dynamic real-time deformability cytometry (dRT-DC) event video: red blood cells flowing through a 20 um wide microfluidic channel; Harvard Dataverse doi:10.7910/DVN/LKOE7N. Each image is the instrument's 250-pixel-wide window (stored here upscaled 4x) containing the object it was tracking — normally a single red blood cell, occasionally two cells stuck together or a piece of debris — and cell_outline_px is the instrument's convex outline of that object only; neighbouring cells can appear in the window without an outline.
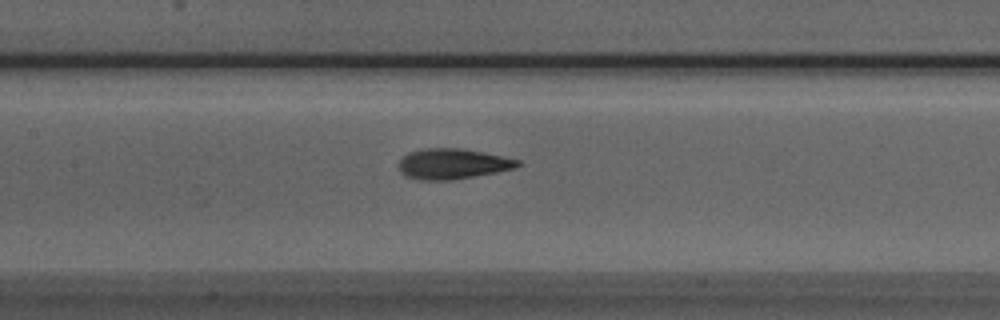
{"species": "Egyptian fruit bat (a non-hibernating species)", "species_latin": "Rousettus aegyptiacus", "temperature_condition": "room temperature", "stored_images_in_passage": 14, "camera_frame_rate_fps": 3000, "um_per_image_px": 0.085, "animal": {"sex": "male"}, "frame": {"image": 1, "passage_image": 12, "time_ms": 3.667, "image_size_px": [1000, 320], "cell_outline_px": [[520, 164], [516, 168], [496, 172], [452, 180], [420, 180], [408, 176], [400, 172], [400, 160], [408, 152], [424, 148], [460, 148], [484, 152], [520, 160]], "centroid_in_image_um": [38.48, 13.92], "position_along_channel_um": 168.9, "area_um2": 20.98}}